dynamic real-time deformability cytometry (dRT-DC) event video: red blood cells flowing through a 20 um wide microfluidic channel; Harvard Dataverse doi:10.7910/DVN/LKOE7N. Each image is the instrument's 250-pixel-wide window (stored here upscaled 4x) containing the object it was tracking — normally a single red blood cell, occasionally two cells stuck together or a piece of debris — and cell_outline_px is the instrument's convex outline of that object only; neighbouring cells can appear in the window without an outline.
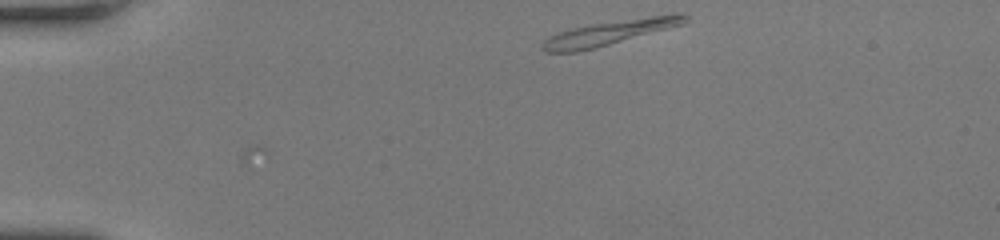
{"species": "human", "species_latin": "Homo sapiens", "temperature_condition": "room temperature", "stored_images_in_passage": 13, "camera_frame_rate_fps": 3000, "um_per_image_px": 0.085, "donor": {"sex": "female"}, "frame": {"image": 1, "passage_image": 1, "time_ms": 0.0, "image_size_px": [1000, 240], "cell_outline_px": [[688, 20], [684, 24], [596, 48], [576, 52], [544, 52], [540, 48], [544, 40], [548, 36], [572, 28], [592, 24], [676, 12], [680, 12], [688, 16]], "centroid_in_image_um": [51.84, 2.77], "position_along_channel_um": 33.2, "area_um2": 20.46}}
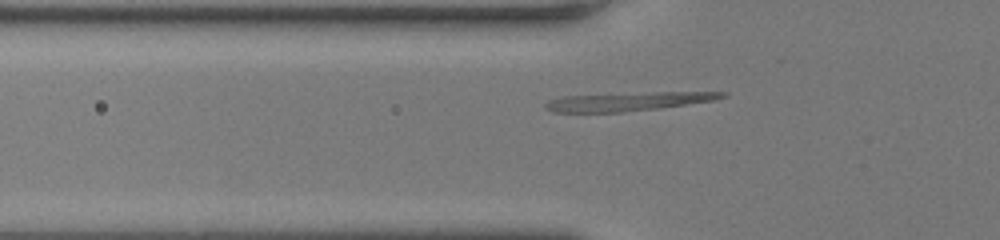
{"frame": {"image": 2, "passage_image": 10, "time_ms": 3.0, "image_size_px": [1000, 240], "cell_outline_px": [[728, 96], [716, 100], [660, 108], [620, 112], [552, 112], [544, 108], [544, 104], [548, 100], [560, 96], [652, 92], [728, 92]], "centroid_in_image_um": [53.38, 8.62], "position_along_channel_um": 72.4, "area_um2": 19.31}}
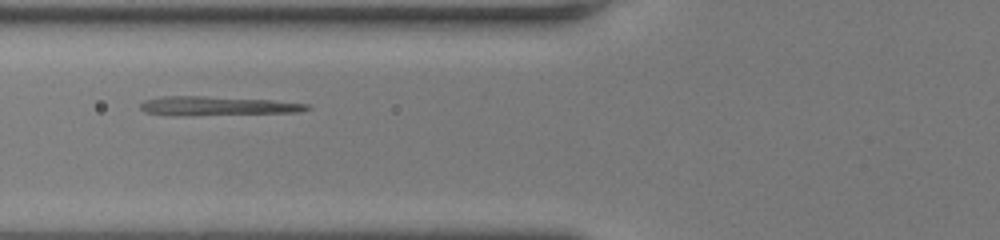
{"frame": {"image": 3, "passage_image": 13, "time_ms": 4.0, "image_size_px": [1000, 240], "cell_outline_px": [[312, 108], [300, 112], [192, 116], [172, 116], [144, 112], [140, 108], [140, 104], [144, 100], [164, 96], [204, 96], [272, 100], [308, 104]], "centroid_in_image_um": [18.44, 9.02], "position_along_channel_um": 107.4, "area_um2": 18.9}}